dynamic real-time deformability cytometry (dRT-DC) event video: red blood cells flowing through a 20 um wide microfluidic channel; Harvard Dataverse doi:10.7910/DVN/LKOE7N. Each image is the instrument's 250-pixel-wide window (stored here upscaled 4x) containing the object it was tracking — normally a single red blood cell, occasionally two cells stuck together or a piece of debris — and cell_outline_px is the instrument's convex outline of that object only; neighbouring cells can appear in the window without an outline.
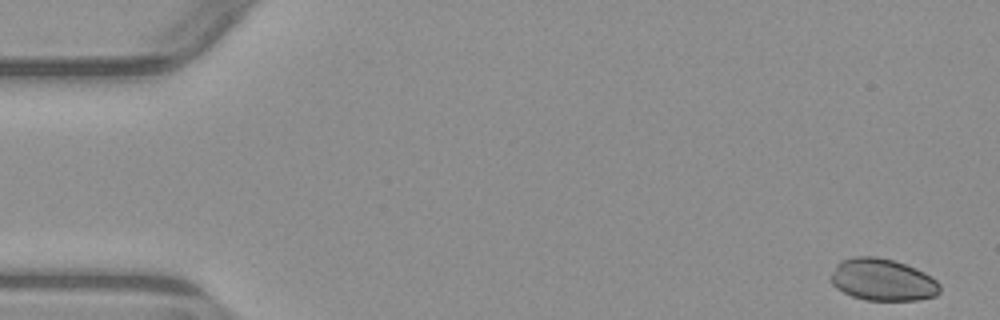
{"species": "common noctule bat (a hibernating species)", "species_latin": "Nyctalus noctula", "temperature_condition": "warm", "stored_images_in_passage": 5, "camera_frame_rate_fps": 3000, "um_per_image_px": 0.085, "animal": {"sex": "male", "body_mass_g": 23.1, "forearm_length_mm": 52.7}, "frame": {"image": 1, "passage_image": 1, "time_ms": 0.0, "image_size_px": [1000, 320], "cell_outline_px": [[940, 292], [936, 296], [916, 300], [864, 300], [852, 296], [836, 288], [832, 284], [832, 272], [836, 264], [840, 260], [856, 256], [876, 256], [892, 260], [916, 268], [924, 272], [936, 280], [940, 284]], "centroid_in_image_um": [75.02, 23.78], "position_along_channel_um": 10.0, "area_um2": 26.7}}